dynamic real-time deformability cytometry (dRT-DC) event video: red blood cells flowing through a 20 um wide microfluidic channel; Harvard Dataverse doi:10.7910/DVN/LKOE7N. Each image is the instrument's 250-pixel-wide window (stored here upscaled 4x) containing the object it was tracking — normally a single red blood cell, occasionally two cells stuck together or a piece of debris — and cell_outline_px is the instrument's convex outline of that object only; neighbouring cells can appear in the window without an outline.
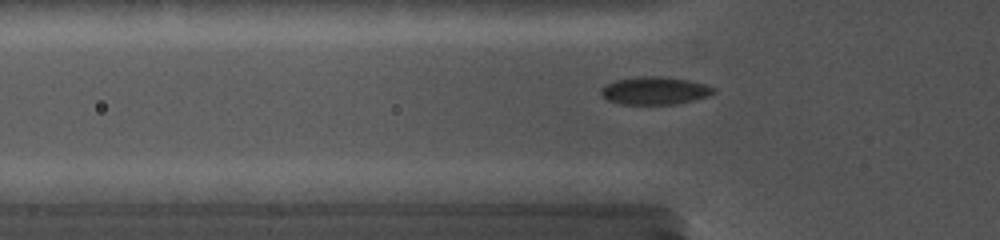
{"species": "common noctule bat (a hibernating species)", "species_latin": "Nyctalus noctula", "temperature_condition": "cold", "stored_images_in_passage": 57, "camera_frame_rate_fps": 5000, "um_per_image_px": 0.085, "animal": {"sex": "female", "body_mass_g": 19.0, "forearm_length_mm": 56.7}, "frame": {"image": 1, "passage_image": 2, "time_ms": 0.2, "image_size_px": [1000, 240], "cell_outline_px": [[708, 92], [700, 96], [668, 104], [628, 104], [612, 100], [604, 96], [604, 88], [620, 80], [680, 80], [708, 88]], "centroid_in_image_um": [55.49, 7.78], "position_along_channel_um": 70.3, "area_um2": 14.68}}
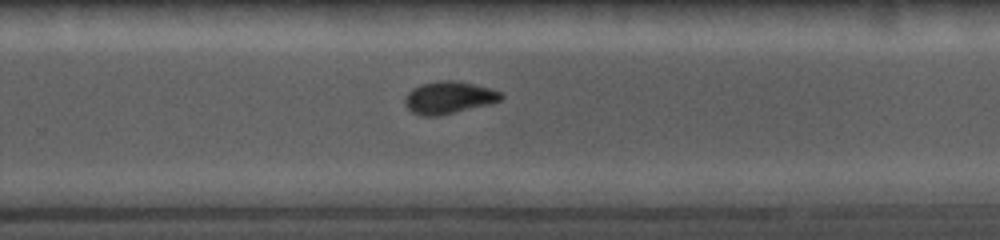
{"frame": {"image": 2, "passage_image": 31, "time_ms": 6.0, "image_size_px": [1000, 240], "cell_outline_px": [[500, 96], [496, 100], [440, 116], [424, 116], [412, 112], [408, 108], [408, 96], [416, 88], [424, 84], [444, 80], [456, 80], [472, 84], [496, 92]], "centroid_in_image_um": [38.07, 8.3], "position_along_channel_um": 291.7, "area_um2": 16.47}}
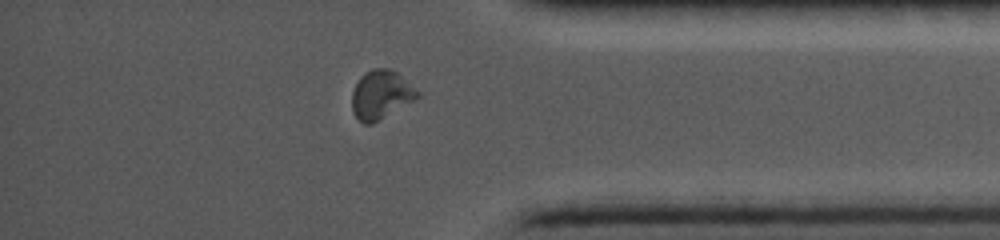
{"frame": {"image": 3, "passage_image": 46, "time_ms": 9.0, "image_size_px": [1000, 240], "cell_outline_px": [[416, 96], [372, 124], [364, 124], [356, 116], [352, 108], [352, 92], [356, 84], [372, 68], [392, 68], [416, 92]], "centroid_in_image_um": [32.28, 8.04], "position_along_channel_um": 402.9, "area_um2": 17.28}}